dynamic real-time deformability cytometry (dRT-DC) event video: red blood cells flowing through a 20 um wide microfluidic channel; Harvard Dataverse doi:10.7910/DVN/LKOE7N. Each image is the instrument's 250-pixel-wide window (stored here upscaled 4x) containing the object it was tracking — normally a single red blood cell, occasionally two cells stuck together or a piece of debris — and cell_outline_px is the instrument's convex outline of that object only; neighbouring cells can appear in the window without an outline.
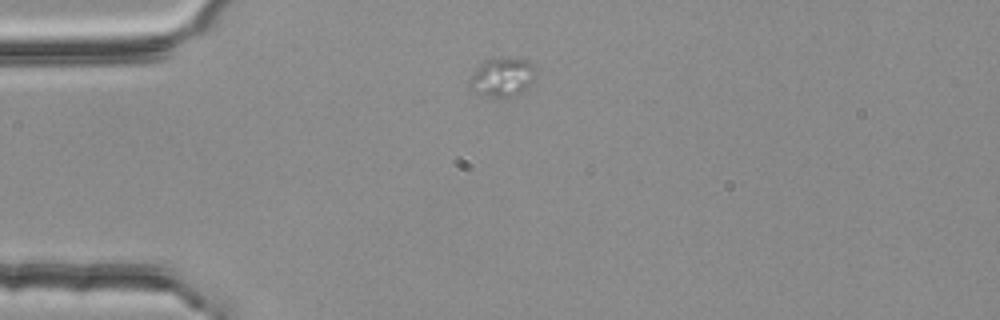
{"species": "common noctule bat (a hibernating species)", "species_latin": "Nyctalus noctula", "temperature_condition": "room temperature", "stored_images_in_passage": 4, "camera_frame_rate_fps": 3000, "um_per_image_px": 0.085, "animal": {"sex": "female", "body_mass_g": 25.1}, "frame": {"image": 1, "passage_image": 1, "time_ms": 0.0, "image_size_px": [1000, 320], "cell_outline_px": [[536, 68], [532, 80], [516, 96], [488, 96], [476, 92], [468, 88], [468, 80], [476, 68], [484, 60], [492, 56], [516, 56], [536, 64]], "centroid_in_image_um": [42.67, 6.47], "position_along_channel_um": 42.3, "area_um2": 15.37}}